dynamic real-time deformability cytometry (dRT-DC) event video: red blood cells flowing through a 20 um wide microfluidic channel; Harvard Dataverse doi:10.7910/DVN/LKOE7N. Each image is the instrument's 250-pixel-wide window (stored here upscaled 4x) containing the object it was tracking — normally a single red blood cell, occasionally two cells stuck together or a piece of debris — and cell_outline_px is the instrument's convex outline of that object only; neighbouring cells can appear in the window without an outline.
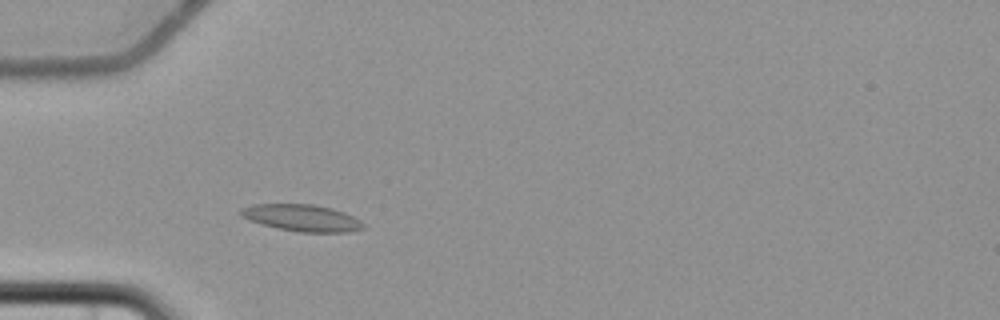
{"species": "common noctule bat (a hibernating species)", "species_latin": "Nyctalus noctula", "temperature_condition": "cold", "stored_images_in_passage": 2, "camera_frame_rate_fps": 3000, "um_per_image_px": 0.085, "animal": {"sex": "female", "body_mass_g": 22.7, "forearm_length_mm": 54.2}, "frame": {"image": 1, "passage_image": 2, "time_ms": 1.0, "image_size_px": [1000, 320], "cell_outline_px": [[364, 228], [348, 232], [300, 232], [276, 228], [260, 224], [248, 220], [240, 216], [236, 212], [240, 208], [256, 204], [312, 204], [332, 208], [344, 212], [360, 220], [364, 224]], "centroid_in_image_um": [25.6, 18.52], "position_along_channel_um": 59.4, "area_um2": 19.31}}